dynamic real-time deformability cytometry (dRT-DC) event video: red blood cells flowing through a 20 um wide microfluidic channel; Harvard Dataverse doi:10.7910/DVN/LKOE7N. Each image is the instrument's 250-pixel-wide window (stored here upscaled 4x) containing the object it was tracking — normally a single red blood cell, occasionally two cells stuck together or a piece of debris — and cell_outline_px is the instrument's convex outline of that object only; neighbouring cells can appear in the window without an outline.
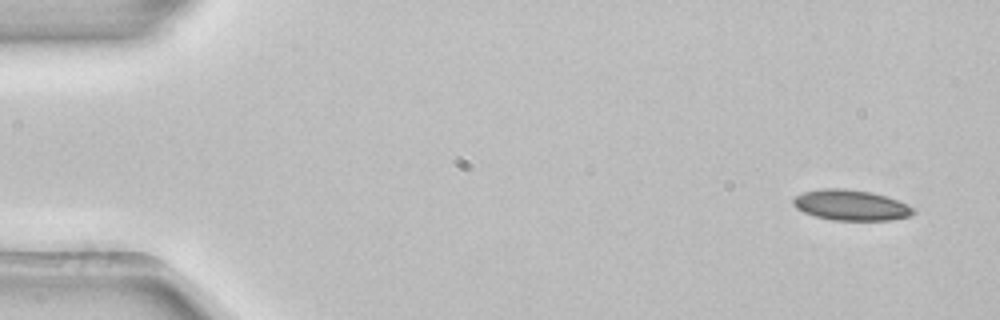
{"species": "common noctule bat (a hibernating species)", "species_latin": "Nyctalus noctula", "temperature_condition": "room temperature", "stored_images_in_passage": 4, "camera_frame_rate_fps": 3000, "um_per_image_px": 0.085, "animal": {"sex": "female", "body_mass_g": 22.7, "forearm_length_mm": 54.2}, "frame": {"image": 1, "passage_image": 1, "time_ms": 0.0, "image_size_px": [1000, 320], "cell_outline_px": [[916, 212], [912, 216], [892, 220], [832, 220], [816, 216], [804, 212], [796, 208], [792, 204], [792, 200], [796, 196], [804, 192], [820, 188], [844, 188], [872, 192], [896, 200], [912, 208]], "centroid_in_image_um": [72.3, 17.44], "position_along_channel_um": 12.7, "area_um2": 21.33}}
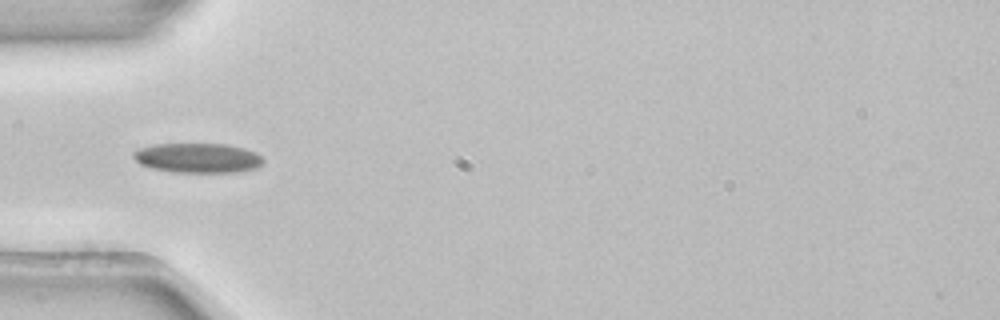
{"frame": {"image": 2, "passage_image": 4, "time_ms": 1.0, "image_size_px": [1000, 320], "cell_outline_px": [[264, 164], [256, 168], [240, 172], [172, 172], [152, 168], [140, 164], [132, 156], [132, 152], [140, 148], [152, 144], [228, 144], [244, 148], [256, 152], [264, 160]], "centroid_in_image_um": [16.83, 13.42], "position_along_channel_um": 68.2, "area_um2": 22.66}}